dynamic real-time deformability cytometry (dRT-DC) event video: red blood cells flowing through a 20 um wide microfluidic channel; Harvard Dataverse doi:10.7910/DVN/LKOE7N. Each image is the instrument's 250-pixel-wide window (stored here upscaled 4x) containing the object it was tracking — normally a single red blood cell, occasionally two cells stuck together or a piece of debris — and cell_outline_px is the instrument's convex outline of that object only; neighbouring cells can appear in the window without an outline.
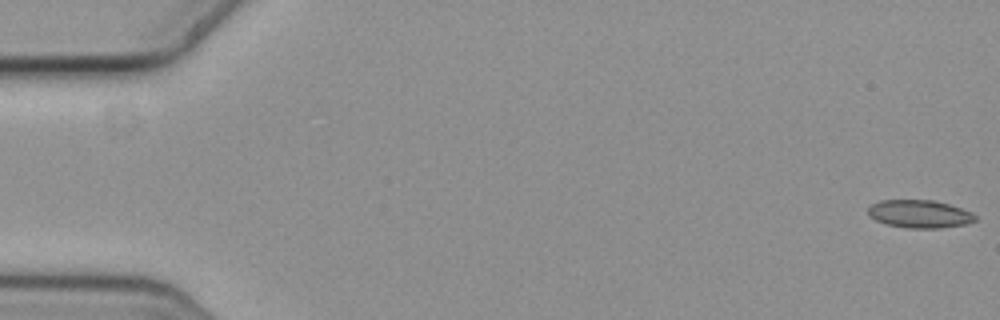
{"species": "common noctule bat (a hibernating species)", "species_latin": "Nyctalus noctula", "temperature_condition": "cold", "stored_images_in_passage": 24, "camera_frame_rate_fps": 3000, "um_per_image_px": 0.085, "animal": {"sex": "female", "body_mass_g": 19.3, "forearm_length_mm": 54.1}, "frame": {"image": 1, "passage_image": 1, "time_ms": 0.0, "image_size_px": [1000, 320], "cell_outline_px": [[976, 220], [964, 224], [940, 228], [908, 228], [888, 224], [876, 220], [868, 216], [868, 208], [872, 204], [880, 200], [936, 200], [972, 212], [976, 216]], "centroid_in_image_um": [78.15, 18.18], "position_along_channel_um": 6.8, "area_um2": 17.34}}
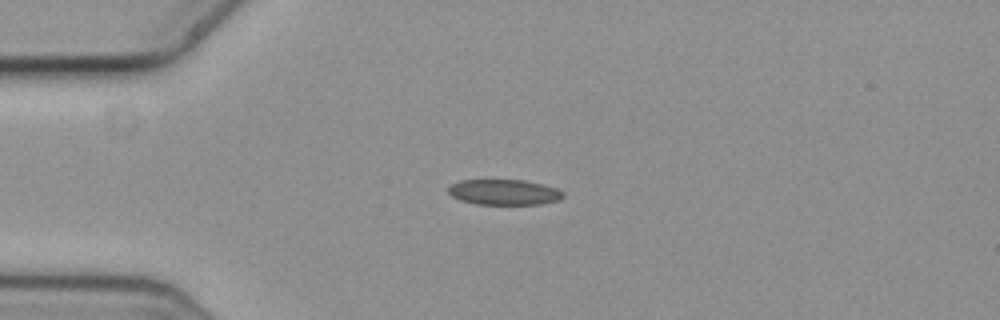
{"frame": {"image": 2, "passage_image": 15, "time_ms": 4.667, "image_size_px": [1000, 320], "cell_outline_px": [[564, 196], [560, 200], [540, 204], [476, 204], [460, 200], [452, 196], [448, 192], [448, 188], [452, 184], [460, 180], [524, 180], [556, 188], [564, 192]], "centroid_in_image_um": [42.85, 16.34], "position_along_channel_um": 42.2, "area_um2": 16.99}}
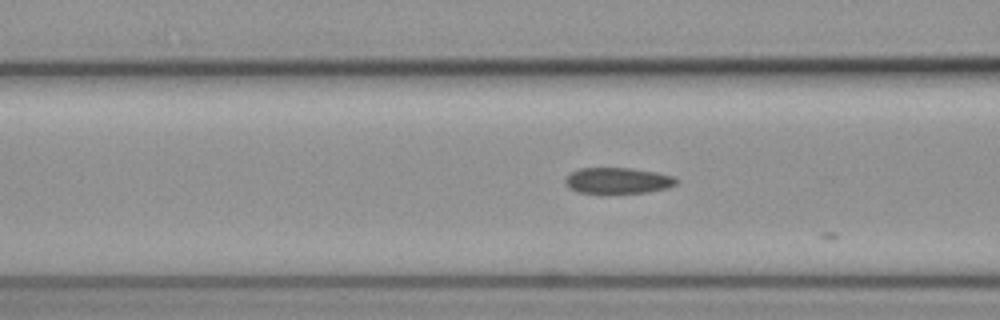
{"frame": {"image": 3, "passage_image": 23, "time_ms": 7.333, "image_size_px": [1000, 320], "cell_outline_px": [[676, 184], [668, 188], [648, 192], [576, 192], [568, 188], [564, 180], [572, 172], [580, 168], [632, 168], [656, 172], [672, 176], [676, 180]], "centroid_in_image_um": [52.5, 15.34], "position_along_channel_um": 114.1, "area_um2": 16.53}}